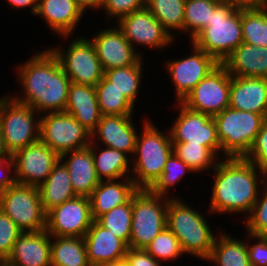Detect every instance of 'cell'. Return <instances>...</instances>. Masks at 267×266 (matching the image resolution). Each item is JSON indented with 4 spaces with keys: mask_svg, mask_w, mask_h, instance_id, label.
<instances>
[{
    "mask_svg": "<svg viewBox=\"0 0 267 266\" xmlns=\"http://www.w3.org/2000/svg\"><path fill=\"white\" fill-rule=\"evenodd\" d=\"M96 266H126L124 261L111 263V264H102V265H96Z\"/></svg>",
    "mask_w": 267,
    "mask_h": 266,
    "instance_id": "obj_52",
    "label": "cell"
},
{
    "mask_svg": "<svg viewBox=\"0 0 267 266\" xmlns=\"http://www.w3.org/2000/svg\"><path fill=\"white\" fill-rule=\"evenodd\" d=\"M243 42L267 47V7L257 10H241Z\"/></svg>",
    "mask_w": 267,
    "mask_h": 266,
    "instance_id": "obj_37",
    "label": "cell"
},
{
    "mask_svg": "<svg viewBox=\"0 0 267 266\" xmlns=\"http://www.w3.org/2000/svg\"><path fill=\"white\" fill-rule=\"evenodd\" d=\"M229 107L267 118V78L231 76Z\"/></svg>",
    "mask_w": 267,
    "mask_h": 266,
    "instance_id": "obj_22",
    "label": "cell"
},
{
    "mask_svg": "<svg viewBox=\"0 0 267 266\" xmlns=\"http://www.w3.org/2000/svg\"><path fill=\"white\" fill-rule=\"evenodd\" d=\"M116 22L117 27L136 51L137 45L163 50L168 46L171 47L175 41L146 6L123 16Z\"/></svg>",
    "mask_w": 267,
    "mask_h": 266,
    "instance_id": "obj_16",
    "label": "cell"
},
{
    "mask_svg": "<svg viewBox=\"0 0 267 266\" xmlns=\"http://www.w3.org/2000/svg\"><path fill=\"white\" fill-rule=\"evenodd\" d=\"M11 157V154L8 152L5 143H4V137L2 134V129L0 126V161L6 158Z\"/></svg>",
    "mask_w": 267,
    "mask_h": 266,
    "instance_id": "obj_51",
    "label": "cell"
},
{
    "mask_svg": "<svg viewBox=\"0 0 267 266\" xmlns=\"http://www.w3.org/2000/svg\"><path fill=\"white\" fill-rule=\"evenodd\" d=\"M147 119L142 120V133L138 132L136 138L135 162L131 160V179L138 189H150L157 182L173 152L169 131L164 134L149 117Z\"/></svg>",
    "mask_w": 267,
    "mask_h": 266,
    "instance_id": "obj_4",
    "label": "cell"
},
{
    "mask_svg": "<svg viewBox=\"0 0 267 266\" xmlns=\"http://www.w3.org/2000/svg\"><path fill=\"white\" fill-rule=\"evenodd\" d=\"M231 5L235 10H257L267 7L266 0H221Z\"/></svg>",
    "mask_w": 267,
    "mask_h": 266,
    "instance_id": "obj_48",
    "label": "cell"
},
{
    "mask_svg": "<svg viewBox=\"0 0 267 266\" xmlns=\"http://www.w3.org/2000/svg\"><path fill=\"white\" fill-rule=\"evenodd\" d=\"M0 209L22 232L46 229V212L38 187L15 182L0 194Z\"/></svg>",
    "mask_w": 267,
    "mask_h": 266,
    "instance_id": "obj_9",
    "label": "cell"
},
{
    "mask_svg": "<svg viewBox=\"0 0 267 266\" xmlns=\"http://www.w3.org/2000/svg\"><path fill=\"white\" fill-rule=\"evenodd\" d=\"M190 42L222 64L243 42L241 11L220 1L214 9L210 23Z\"/></svg>",
    "mask_w": 267,
    "mask_h": 266,
    "instance_id": "obj_5",
    "label": "cell"
},
{
    "mask_svg": "<svg viewBox=\"0 0 267 266\" xmlns=\"http://www.w3.org/2000/svg\"><path fill=\"white\" fill-rule=\"evenodd\" d=\"M132 118V115H102L91 132L90 143L134 155L138 132Z\"/></svg>",
    "mask_w": 267,
    "mask_h": 266,
    "instance_id": "obj_19",
    "label": "cell"
},
{
    "mask_svg": "<svg viewBox=\"0 0 267 266\" xmlns=\"http://www.w3.org/2000/svg\"><path fill=\"white\" fill-rule=\"evenodd\" d=\"M15 181L39 187L50 175L60 156L41 140L19 149L11 155Z\"/></svg>",
    "mask_w": 267,
    "mask_h": 266,
    "instance_id": "obj_17",
    "label": "cell"
},
{
    "mask_svg": "<svg viewBox=\"0 0 267 266\" xmlns=\"http://www.w3.org/2000/svg\"><path fill=\"white\" fill-rule=\"evenodd\" d=\"M168 199L149 189H138L132 196L130 248L145 249L166 227Z\"/></svg>",
    "mask_w": 267,
    "mask_h": 266,
    "instance_id": "obj_7",
    "label": "cell"
},
{
    "mask_svg": "<svg viewBox=\"0 0 267 266\" xmlns=\"http://www.w3.org/2000/svg\"><path fill=\"white\" fill-rule=\"evenodd\" d=\"M78 7L82 10V12L85 14V12L89 10H98L100 11L102 7L103 0H74Z\"/></svg>",
    "mask_w": 267,
    "mask_h": 266,
    "instance_id": "obj_50",
    "label": "cell"
},
{
    "mask_svg": "<svg viewBox=\"0 0 267 266\" xmlns=\"http://www.w3.org/2000/svg\"><path fill=\"white\" fill-rule=\"evenodd\" d=\"M179 110L169 133L172 143H189L209 147L220 159L221 144L217 137V126L213 117L193 111L181 102H175Z\"/></svg>",
    "mask_w": 267,
    "mask_h": 266,
    "instance_id": "obj_12",
    "label": "cell"
},
{
    "mask_svg": "<svg viewBox=\"0 0 267 266\" xmlns=\"http://www.w3.org/2000/svg\"><path fill=\"white\" fill-rule=\"evenodd\" d=\"M13 172V174H12ZM14 163L11 157L0 161V194L15 183Z\"/></svg>",
    "mask_w": 267,
    "mask_h": 266,
    "instance_id": "obj_47",
    "label": "cell"
},
{
    "mask_svg": "<svg viewBox=\"0 0 267 266\" xmlns=\"http://www.w3.org/2000/svg\"><path fill=\"white\" fill-rule=\"evenodd\" d=\"M191 54L181 59L165 62V68L175 87L176 102H182L191 90L219 63L204 50L191 43Z\"/></svg>",
    "mask_w": 267,
    "mask_h": 266,
    "instance_id": "obj_15",
    "label": "cell"
},
{
    "mask_svg": "<svg viewBox=\"0 0 267 266\" xmlns=\"http://www.w3.org/2000/svg\"><path fill=\"white\" fill-rule=\"evenodd\" d=\"M95 87L101 115H133L135 106L105 76Z\"/></svg>",
    "mask_w": 267,
    "mask_h": 266,
    "instance_id": "obj_34",
    "label": "cell"
},
{
    "mask_svg": "<svg viewBox=\"0 0 267 266\" xmlns=\"http://www.w3.org/2000/svg\"><path fill=\"white\" fill-rule=\"evenodd\" d=\"M173 152L195 173L212 171L218 156L207 146L189 143H172Z\"/></svg>",
    "mask_w": 267,
    "mask_h": 266,
    "instance_id": "obj_36",
    "label": "cell"
},
{
    "mask_svg": "<svg viewBox=\"0 0 267 266\" xmlns=\"http://www.w3.org/2000/svg\"><path fill=\"white\" fill-rule=\"evenodd\" d=\"M249 237V238H248ZM248 240L247 242L248 248V256L250 260L251 266H267V243L262 239L260 235H252L247 233ZM255 239L256 243L249 244V240Z\"/></svg>",
    "mask_w": 267,
    "mask_h": 266,
    "instance_id": "obj_45",
    "label": "cell"
},
{
    "mask_svg": "<svg viewBox=\"0 0 267 266\" xmlns=\"http://www.w3.org/2000/svg\"><path fill=\"white\" fill-rule=\"evenodd\" d=\"M260 236L262 237V239L267 243V231L263 232L262 234H260Z\"/></svg>",
    "mask_w": 267,
    "mask_h": 266,
    "instance_id": "obj_53",
    "label": "cell"
},
{
    "mask_svg": "<svg viewBox=\"0 0 267 266\" xmlns=\"http://www.w3.org/2000/svg\"><path fill=\"white\" fill-rule=\"evenodd\" d=\"M16 69L22 89L21 93L10 94L16 101L40 114L65 111L71 80L51 49L32 54Z\"/></svg>",
    "mask_w": 267,
    "mask_h": 266,
    "instance_id": "obj_1",
    "label": "cell"
},
{
    "mask_svg": "<svg viewBox=\"0 0 267 266\" xmlns=\"http://www.w3.org/2000/svg\"><path fill=\"white\" fill-rule=\"evenodd\" d=\"M219 234L215 238L210 256L205 261L216 266H251L247 242L240 238L235 239L223 229Z\"/></svg>",
    "mask_w": 267,
    "mask_h": 266,
    "instance_id": "obj_30",
    "label": "cell"
},
{
    "mask_svg": "<svg viewBox=\"0 0 267 266\" xmlns=\"http://www.w3.org/2000/svg\"><path fill=\"white\" fill-rule=\"evenodd\" d=\"M94 36V37H93ZM97 58L103 71L135 65L143 56L136 51L122 31L114 24L93 34Z\"/></svg>",
    "mask_w": 267,
    "mask_h": 266,
    "instance_id": "obj_18",
    "label": "cell"
},
{
    "mask_svg": "<svg viewBox=\"0 0 267 266\" xmlns=\"http://www.w3.org/2000/svg\"><path fill=\"white\" fill-rule=\"evenodd\" d=\"M212 171L214 180L207 212L243 213L245 219L266 185V172L243 157L221 158Z\"/></svg>",
    "mask_w": 267,
    "mask_h": 266,
    "instance_id": "obj_2",
    "label": "cell"
},
{
    "mask_svg": "<svg viewBox=\"0 0 267 266\" xmlns=\"http://www.w3.org/2000/svg\"><path fill=\"white\" fill-rule=\"evenodd\" d=\"M42 206L47 213L52 208L77 196L72 188L67 167L59 160L48 178L38 187Z\"/></svg>",
    "mask_w": 267,
    "mask_h": 266,
    "instance_id": "obj_28",
    "label": "cell"
},
{
    "mask_svg": "<svg viewBox=\"0 0 267 266\" xmlns=\"http://www.w3.org/2000/svg\"><path fill=\"white\" fill-rule=\"evenodd\" d=\"M96 221L122 239L129 247L132 223V198L127 203L115 207L100 216Z\"/></svg>",
    "mask_w": 267,
    "mask_h": 266,
    "instance_id": "obj_38",
    "label": "cell"
},
{
    "mask_svg": "<svg viewBox=\"0 0 267 266\" xmlns=\"http://www.w3.org/2000/svg\"><path fill=\"white\" fill-rule=\"evenodd\" d=\"M0 126L11 155L40 140V113L10 94L0 97Z\"/></svg>",
    "mask_w": 267,
    "mask_h": 266,
    "instance_id": "obj_8",
    "label": "cell"
},
{
    "mask_svg": "<svg viewBox=\"0 0 267 266\" xmlns=\"http://www.w3.org/2000/svg\"><path fill=\"white\" fill-rule=\"evenodd\" d=\"M68 44L67 49L57 45L49 48L57 56L71 82L96 86L102 80L104 71L93 43L88 37L79 36Z\"/></svg>",
    "mask_w": 267,
    "mask_h": 266,
    "instance_id": "obj_10",
    "label": "cell"
},
{
    "mask_svg": "<svg viewBox=\"0 0 267 266\" xmlns=\"http://www.w3.org/2000/svg\"><path fill=\"white\" fill-rule=\"evenodd\" d=\"M51 266H91L83 237H52Z\"/></svg>",
    "mask_w": 267,
    "mask_h": 266,
    "instance_id": "obj_31",
    "label": "cell"
},
{
    "mask_svg": "<svg viewBox=\"0 0 267 266\" xmlns=\"http://www.w3.org/2000/svg\"><path fill=\"white\" fill-rule=\"evenodd\" d=\"M91 266L111 264L124 260L128 245L96 220L83 237Z\"/></svg>",
    "mask_w": 267,
    "mask_h": 266,
    "instance_id": "obj_20",
    "label": "cell"
},
{
    "mask_svg": "<svg viewBox=\"0 0 267 266\" xmlns=\"http://www.w3.org/2000/svg\"><path fill=\"white\" fill-rule=\"evenodd\" d=\"M60 160L68 169L72 188L77 196L89 197L100 183L89 147L64 153Z\"/></svg>",
    "mask_w": 267,
    "mask_h": 266,
    "instance_id": "obj_25",
    "label": "cell"
},
{
    "mask_svg": "<svg viewBox=\"0 0 267 266\" xmlns=\"http://www.w3.org/2000/svg\"><path fill=\"white\" fill-rule=\"evenodd\" d=\"M126 266H161L162 262L156 260L145 249H134L128 247L124 256Z\"/></svg>",
    "mask_w": 267,
    "mask_h": 266,
    "instance_id": "obj_46",
    "label": "cell"
},
{
    "mask_svg": "<svg viewBox=\"0 0 267 266\" xmlns=\"http://www.w3.org/2000/svg\"><path fill=\"white\" fill-rule=\"evenodd\" d=\"M222 65L231 76L267 78V47L242 42Z\"/></svg>",
    "mask_w": 267,
    "mask_h": 266,
    "instance_id": "obj_26",
    "label": "cell"
},
{
    "mask_svg": "<svg viewBox=\"0 0 267 266\" xmlns=\"http://www.w3.org/2000/svg\"><path fill=\"white\" fill-rule=\"evenodd\" d=\"M5 262L11 266H51V236L46 230L22 232Z\"/></svg>",
    "mask_w": 267,
    "mask_h": 266,
    "instance_id": "obj_21",
    "label": "cell"
},
{
    "mask_svg": "<svg viewBox=\"0 0 267 266\" xmlns=\"http://www.w3.org/2000/svg\"><path fill=\"white\" fill-rule=\"evenodd\" d=\"M40 140L61 156L88 147L91 133L71 114L50 112L40 116Z\"/></svg>",
    "mask_w": 267,
    "mask_h": 266,
    "instance_id": "obj_11",
    "label": "cell"
},
{
    "mask_svg": "<svg viewBox=\"0 0 267 266\" xmlns=\"http://www.w3.org/2000/svg\"><path fill=\"white\" fill-rule=\"evenodd\" d=\"M186 0H146V7L162 24L163 28L175 38V31L183 33L184 7ZM174 31V33L172 32Z\"/></svg>",
    "mask_w": 267,
    "mask_h": 266,
    "instance_id": "obj_33",
    "label": "cell"
},
{
    "mask_svg": "<svg viewBox=\"0 0 267 266\" xmlns=\"http://www.w3.org/2000/svg\"><path fill=\"white\" fill-rule=\"evenodd\" d=\"M35 15L42 17L53 33L67 40L78 27L84 13L74 0H39Z\"/></svg>",
    "mask_w": 267,
    "mask_h": 266,
    "instance_id": "obj_23",
    "label": "cell"
},
{
    "mask_svg": "<svg viewBox=\"0 0 267 266\" xmlns=\"http://www.w3.org/2000/svg\"><path fill=\"white\" fill-rule=\"evenodd\" d=\"M137 191L131 178L100 181L89 196L92 219L97 220L113 208L127 203Z\"/></svg>",
    "mask_w": 267,
    "mask_h": 266,
    "instance_id": "obj_24",
    "label": "cell"
},
{
    "mask_svg": "<svg viewBox=\"0 0 267 266\" xmlns=\"http://www.w3.org/2000/svg\"><path fill=\"white\" fill-rule=\"evenodd\" d=\"M0 266H11L10 264H8L5 261H0Z\"/></svg>",
    "mask_w": 267,
    "mask_h": 266,
    "instance_id": "obj_54",
    "label": "cell"
},
{
    "mask_svg": "<svg viewBox=\"0 0 267 266\" xmlns=\"http://www.w3.org/2000/svg\"><path fill=\"white\" fill-rule=\"evenodd\" d=\"M65 112L71 114L90 133L101 119L96 87L71 82Z\"/></svg>",
    "mask_w": 267,
    "mask_h": 266,
    "instance_id": "obj_27",
    "label": "cell"
},
{
    "mask_svg": "<svg viewBox=\"0 0 267 266\" xmlns=\"http://www.w3.org/2000/svg\"><path fill=\"white\" fill-rule=\"evenodd\" d=\"M231 75L219 64L181 102L187 108L211 117L229 107Z\"/></svg>",
    "mask_w": 267,
    "mask_h": 266,
    "instance_id": "obj_13",
    "label": "cell"
},
{
    "mask_svg": "<svg viewBox=\"0 0 267 266\" xmlns=\"http://www.w3.org/2000/svg\"><path fill=\"white\" fill-rule=\"evenodd\" d=\"M143 57L128 67L114 68L104 71V76L135 106L137 94L140 92L143 75Z\"/></svg>",
    "mask_w": 267,
    "mask_h": 266,
    "instance_id": "obj_32",
    "label": "cell"
},
{
    "mask_svg": "<svg viewBox=\"0 0 267 266\" xmlns=\"http://www.w3.org/2000/svg\"><path fill=\"white\" fill-rule=\"evenodd\" d=\"M243 222L249 234L260 235L267 231V184L260 191L251 213Z\"/></svg>",
    "mask_w": 267,
    "mask_h": 266,
    "instance_id": "obj_41",
    "label": "cell"
},
{
    "mask_svg": "<svg viewBox=\"0 0 267 266\" xmlns=\"http://www.w3.org/2000/svg\"><path fill=\"white\" fill-rule=\"evenodd\" d=\"M221 0H186L183 32L192 40L210 23L216 5Z\"/></svg>",
    "mask_w": 267,
    "mask_h": 266,
    "instance_id": "obj_35",
    "label": "cell"
},
{
    "mask_svg": "<svg viewBox=\"0 0 267 266\" xmlns=\"http://www.w3.org/2000/svg\"><path fill=\"white\" fill-rule=\"evenodd\" d=\"M213 118L223 158L244 157L266 119L262 114L231 107L225 108Z\"/></svg>",
    "mask_w": 267,
    "mask_h": 266,
    "instance_id": "obj_6",
    "label": "cell"
},
{
    "mask_svg": "<svg viewBox=\"0 0 267 266\" xmlns=\"http://www.w3.org/2000/svg\"><path fill=\"white\" fill-rule=\"evenodd\" d=\"M179 197L168 199L166 226L176 236L184 254L206 260L213 249L216 234L206 216Z\"/></svg>",
    "mask_w": 267,
    "mask_h": 266,
    "instance_id": "obj_3",
    "label": "cell"
},
{
    "mask_svg": "<svg viewBox=\"0 0 267 266\" xmlns=\"http://www.w3.org/2000/svg\"><path fill=\"white\" fill-rule=\"evenodd\" d=\"M145 250L156 260L162 261V264L184 255L179 240L167 226L146 246Z\"/></svg>",
    "mask_w": 267,
    "mask_h": 266,
    "instance_id": "obj_40",
    "label": "cell"
},
{
    "mask_svg": "<svg viewBox=\"0 0 267 266\" xmlns=\"http://www.w3.org/2000/svg\"><path fill=\"white\" fill-rule=\"evenodd\" d=\"M7 2L9 3V6L12 7V9L16 8V10H24V8L26 7L30 8L31 14H33L34 16L39 5V0H7Z\"/></svg>",
    "mask_w": 267,
    "mask_h": 266,
    "instance_id": "obj_49",
    "label": "cell"
},
{
    "mask_svg": "<svg viewBox=\"0 0 267 266\" xmlns=\"http://www.w3.org/2000/svg\"><path fill=\"white\" fill-rule=\"evenodd\" d=\"M93 219L89 197L75 196L46 213V231L52 237H84Z\"/></svg>",
    "mask_w": 267,
    "mask_h": 266,
    "instance_id": "obj_14",
    "label": "cell"
},
{
    "mask_svg": "<svg viewBox=\"0 0 267 266\" xmlns=\"http://www.w3.org/2000/svg\"><path fill=\"white\" fill-rule=\"evenodd\" d=\"M22 231L0 209V261H5L12 251V247Z\"/></svg>",
    "mask_w": 267,
    "mask_h": 266,
    "instance_id": "obj_42",
    "label": "cell"
},
{
    "mask_svg": "<svg viewBox=\"0 0 267 266\" xmlns=\"http://www.w3.org/2000/svg\"><path fill=\"white\" fill-rule=\"evenodd\" d=\"M146 0H103L100 10H104L106 17L112 22L123 16L145 7Z\"/></svg>",
    "mask_w": 267,
    "mask_h": 266,
    "instance_id": "obj_44",
    "label": "cell"
},
{
    "mask_svg": "<svg viewBox=\"0 0 267 266\" xmlns=\"http://www.w3.org/2000/svg\"><path fill=\"white\" fill-rule=\"evenodd\" d=\"M243 158L267 172V118L263 121L250 150Z\"/></svg>",
    "mask_w": 267,
    "mask_h": 266,
    "instance_id": "obj_43",
    "label": "cell"
},
{
    "mask_svg": "<svg viewBox=\"0 0 267 266\" xmlns=\"http://www.w3.org/2000/svg\"><path fill=\"white\" fill-rule=\"evenodd\" d=\"M96 173L100 181L131 178L129 156L122 151L90 143ZM102 149H101V148ZM97 148V149H96Z\"/></svg>",
    "mask_w": 267,
    "mask_h": 266,
    "instance_id": "obj_29",
    "label": "cell"
},
{
    "mask_svg": "<svg viewBox=\"0 0 267 266\" xmlns=\"http://www.w3.org/2000/svg\"><path fill=\"white\" fill-rule=\"evenodd\" d=\"M186 171L195 173L174 152H172L165 163L161 177L149 190L156 195H163L169 198L173 197L172 195L174 194L170 193V190L171 188L176 187L175 185L186 175Z\"/></svg>",
    "mask_w": 267,
    "mask_h": 266,
    "instance_id": "obj_39",
    "label": "cell"
}]
</instances>
